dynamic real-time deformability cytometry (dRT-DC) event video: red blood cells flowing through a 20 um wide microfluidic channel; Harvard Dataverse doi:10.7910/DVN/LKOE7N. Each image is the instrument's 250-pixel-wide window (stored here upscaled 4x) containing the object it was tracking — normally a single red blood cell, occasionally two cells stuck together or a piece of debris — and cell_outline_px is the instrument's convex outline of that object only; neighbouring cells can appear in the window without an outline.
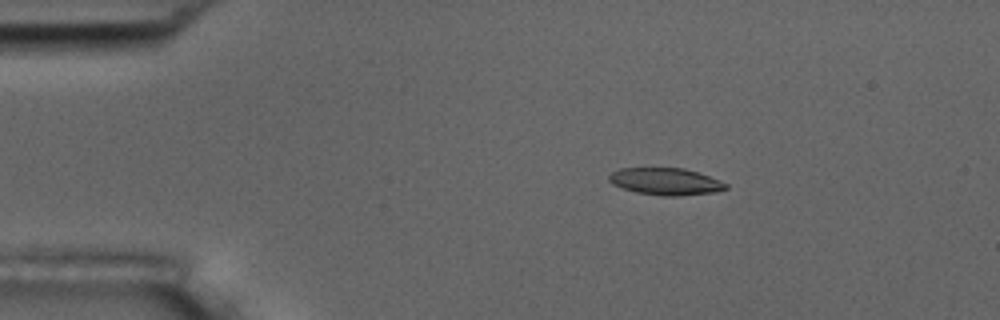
{"species": "common noctule bat (a hibernating species)", "species_latin": "Nyctalus noctula", "temperature_condition": "room temperature", "stored_images_in_passage": 5, "camera_frame_rate_fps": 3000, "um_per_image_px": 0.085, "animal": {"sex": "male", "body_mass_g": 17.5, "forearm_length_mm": 52.3}, "frame": {"image": 1, "passage_image": 3, "time_ms": 2.333, "image_size_px": [1000, 320], "cell_outline_px": [[728, 188], [716, 192], [680, 196], [660, 196], [636, 192], [612, 184], [608, 180], [608, 176], [612, 172], [620, 168], [684, 168], [708, 176], [728, 184]], "centroid_in_image_um": [56.57, 15.43], "position_along_channel_um": 28.4, "area_um2": 18.38}}